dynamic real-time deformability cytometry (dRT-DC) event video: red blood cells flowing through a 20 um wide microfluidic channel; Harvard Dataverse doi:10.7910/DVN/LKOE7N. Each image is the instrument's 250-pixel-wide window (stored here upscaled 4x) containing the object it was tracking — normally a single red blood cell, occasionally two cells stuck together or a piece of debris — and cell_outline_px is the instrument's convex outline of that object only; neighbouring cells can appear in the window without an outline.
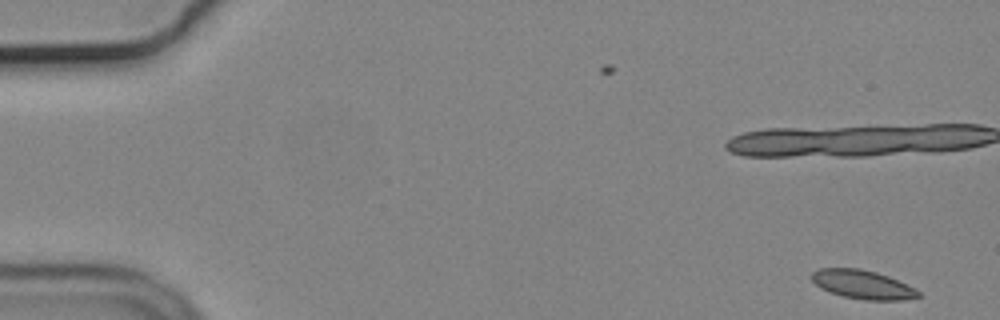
{"species": "common noctule bat (a hibernating species)", "species_latin": "Nyctalus noctula", "temperature_condition": "cold", "stored_images_in_passage": 22, "camera_frame_rate_fps": 3000, "um_per_image_px": 0.085, "animal": {"sex": "male", "body_mass_g": 19.2, "forearm_length_mm": 51.8}, "frame": {"image": 1, "passage_image": 1, "time_ms": 0.0, "image_size_px": [1000, 320], "cell_outline_px": [[920, 296], [904, 300], [864, 300], [844, 296], [828, 292], [820, 288], [812, 280], [812, 272], [820, 268], [860, 268], [876, 272], [888, 276], [916, 288], [920, 292]], "centroid_in_image_um": [73.33, 24.18], "position_along_channel_um": 11.7, "area_um2": 17.92}}